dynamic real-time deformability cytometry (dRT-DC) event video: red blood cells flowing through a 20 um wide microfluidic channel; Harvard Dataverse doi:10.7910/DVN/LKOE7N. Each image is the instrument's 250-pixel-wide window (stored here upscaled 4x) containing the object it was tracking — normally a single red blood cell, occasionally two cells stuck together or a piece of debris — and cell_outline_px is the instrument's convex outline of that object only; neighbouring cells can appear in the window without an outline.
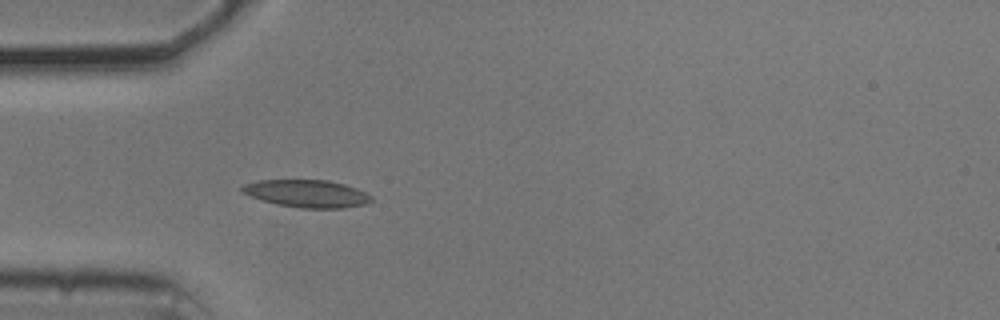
{"species": "common noctule bat (a hibernating species)", "species_latin": "Nyctalus noctula", "temperature_condition": "cold", "stored_images_in_passage": 6, "camera_frame_rate_fps": 3000, "um_per_image_px": 0.085, "animal": {"sex": "male", "body_mass_g": 20.5, "forearm_length_mm": 52.5}, "frame": {"image": 1, "passage_image": 3, "time_ms": 0.667, "image_size_px": [1000, 320], "cell_outline_px": [[372, 200], [364, 204], [340, 208], [300, 208], [276, 204], [260, 200], [244, 192], [240, 188], [244, 184], [260, 180], [328, 180], [344, 184], [356, 188], [372, 196]], "centroid_in_image_um": [26.08, 16.45], "position_along_channel_um": 58.9, "area_um2": 20.52}}